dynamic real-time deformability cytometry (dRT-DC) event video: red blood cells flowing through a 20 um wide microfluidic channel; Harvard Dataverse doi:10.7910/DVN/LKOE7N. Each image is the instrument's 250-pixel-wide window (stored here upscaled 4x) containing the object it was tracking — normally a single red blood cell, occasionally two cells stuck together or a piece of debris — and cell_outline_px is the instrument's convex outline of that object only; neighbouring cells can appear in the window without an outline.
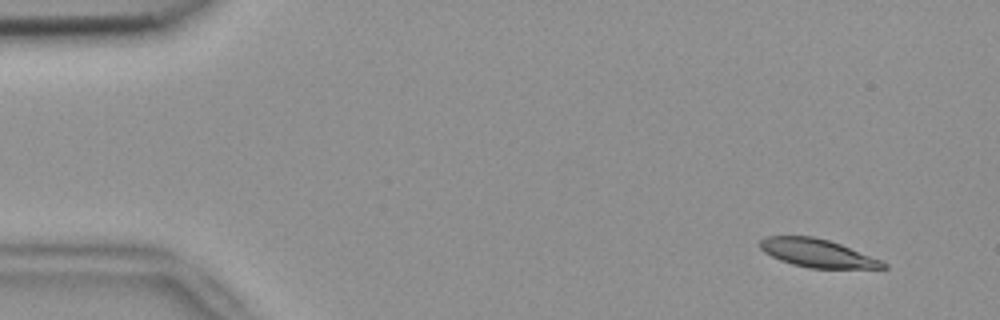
{"species": "common noctule bat (a hibernating species)", "species_latin": "Nyctalus noctula", "temperature_condition": "room temperature", "stored_images_in_passage": 50, "camera_frame_rate_fps": 3000, "um_per_image_px": 0.085, "animal": {"sex": "female", "body_mass_g": 18.4}, "frame": {"image": 1, "passage_image": 1, "time_ms": 0.0, "image_size_px": [1000, 320], "cell_outline_px": [[888, 268], [808, 268], [792, 264], [780, 260], [764, 252], [760, 248], [760, 240], [764, 236], [812, 236], [828, 240], [840, 244], [880, 260], [888, 264]], "centroid_in_image_um": [69.44, 21.51], "position_along_channel_um": 15.6, "area_um2": 20.0}}
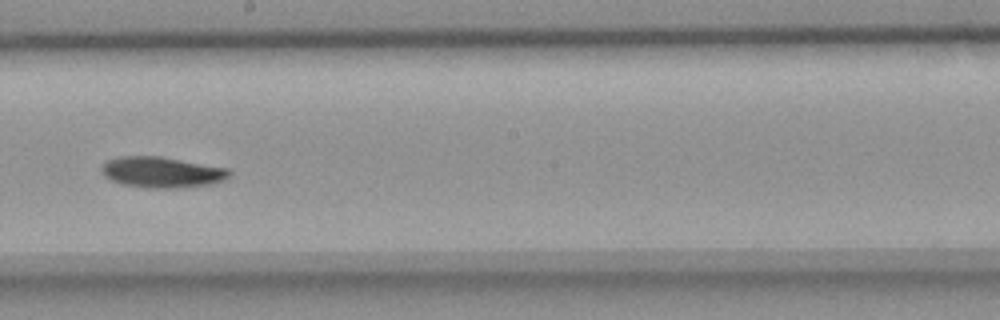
{"frame": {"image": 2, "passage_image": 27, "time_ms": 8.667, "image_size_px": [1000, 320], "cell_outline_px": [[232, 172], [224, 180], [216, 184], [180, 188], [144, 188], [120, 184], [104, 176], [100, 168], [100, 164], [108, 160], [120, 156], [160, 156], [228, 168]], "centroid_in_image_um": [13.75, 14.65], "position_along_channel_um": 234.4, "area_um2": 23.35}}
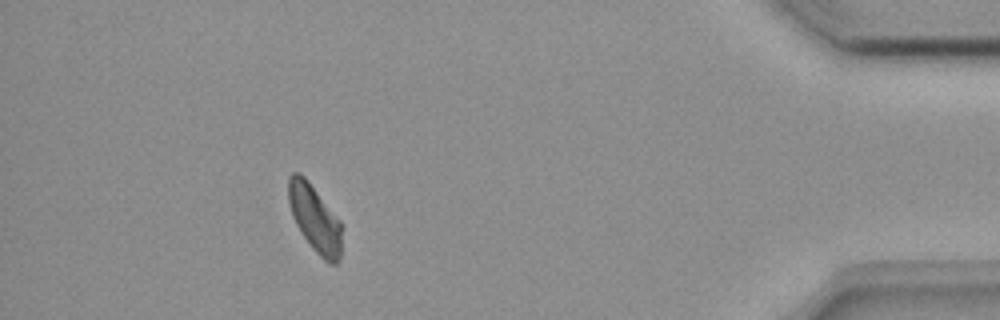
{"frame": {"image": 3, "passage_image": 45, "time_ms": 14.667, "image_size_px": [1000, 320], "cell_outline_px": [[340, 260], [336, 264], [328, 264], [312, 248], [300, 232], [292, 216], [288, 200], [288, 176], [292, 172], [300, 172], [308, 180], [340, 220]], "centroid_in_image_um": [26.73, 18.55], "position_along_channel_um": 408.5, "area_um2": 20.81}, "authors_computed_cell_mechanics": {"area_um2": 21.9351, "velocity_mm_per_s": 3.7898, "shape_relaxation_time_tau1_ms": 8.0738, "shape_relaxation_time_tau2_ms": null, "deformation_change_tau1": 0.1619, "deformation_change_tau2": null}}